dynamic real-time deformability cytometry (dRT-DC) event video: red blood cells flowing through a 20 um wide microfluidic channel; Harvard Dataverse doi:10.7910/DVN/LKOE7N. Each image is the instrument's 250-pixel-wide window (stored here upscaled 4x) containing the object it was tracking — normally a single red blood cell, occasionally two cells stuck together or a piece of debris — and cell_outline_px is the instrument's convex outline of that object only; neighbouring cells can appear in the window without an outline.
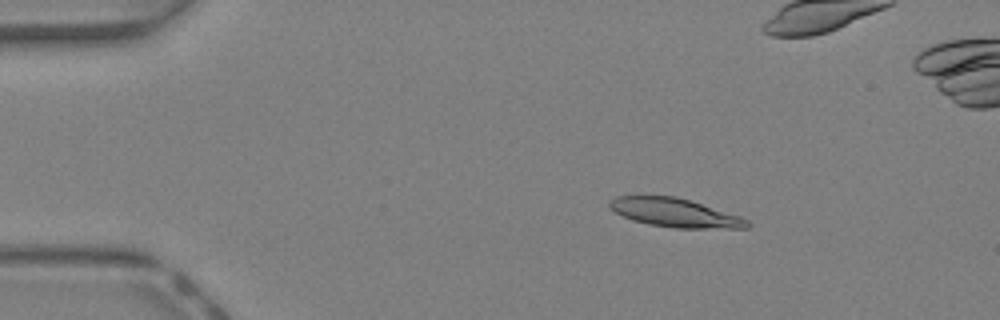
{"species": "Egyptian fruit bat (a non-hibernating species)", "species_latin": "Rousettus aegyptiacus", "temperature_condition": "warm", "stored_images_in_passage": 44, "camera_frame_rate_fps": 3000, "um_per_image_px": 0.085, "animal": {"sex": "female"}, "frame": {"image": 1, "passage_image": 7, "time_ms": 2.0, "image_size_px": [1000, 320], "cell_outline_px": [[752, 224], [748, 228], [672, 228], [648, 224], [632, 220], [616, 212], [608, 204], [608, 200], [616, 196], [676, 196], [740, 216], [748, 220]], "centroid_in_image_um": [57.37, 18.09], "position_along_channel_um": 27.6, "area_um2": 22.89}}
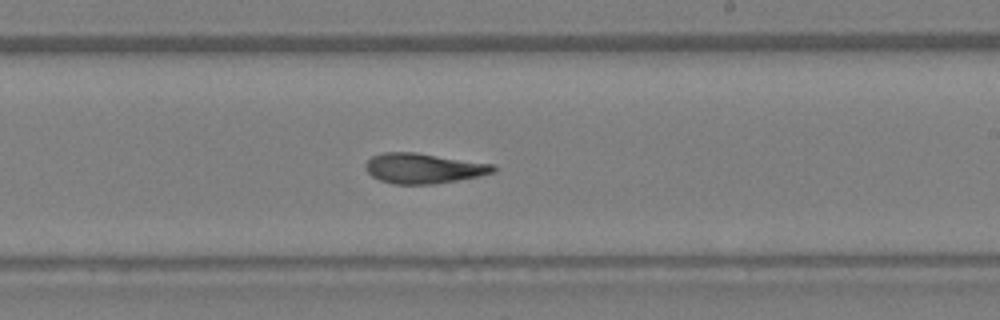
{"frame": {"image": 2, "passage_image": 26, "time_ms": 8.333, "image_size_px": [1000, 320], "cell_outline_px": [[496, 168], [492, 172], [476, 176], [456, 180], [432, 184], [392, 184], [380, 180], [372, 176], [368, 172], [364, 164], [372, 156], [384, 152], [416, 152], [492, 164]], "centroid_in_image_um": [35.93, 14.3], "position_along_channel_um": 253.1, "area_um2": 22.14}}
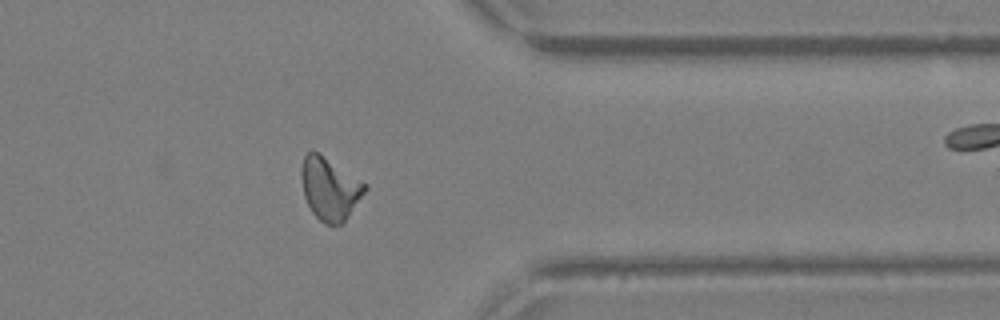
{"frame": {"image": 3, "passage_image": 35, "time_ms": 11.333, "image_size_px": [1000, 320], "cell_outline_px": [[368, 188], [344, 224], [324, 224], [312, 212], [304, 196], [300, 176], [300, 172], [304, 156], [308, 152], [316, 152], [368, 184]], "centroid_in_image_um": [28.05, 16.07], "position_along_channel_um": 383.4, "area_um2": 23.06}, "authors_computed_cell_mechanics": {"area_um2": 22.7732, "velocity_mm_per_s": 4.6649, "shape_relaxation_time_tau1_ms": 10.7386, "shape_relaxation_time_tau2_ms": 3.8709, "deformation_change_tau1": 0.3418, "deformation_change_tau2": 0.1453}}